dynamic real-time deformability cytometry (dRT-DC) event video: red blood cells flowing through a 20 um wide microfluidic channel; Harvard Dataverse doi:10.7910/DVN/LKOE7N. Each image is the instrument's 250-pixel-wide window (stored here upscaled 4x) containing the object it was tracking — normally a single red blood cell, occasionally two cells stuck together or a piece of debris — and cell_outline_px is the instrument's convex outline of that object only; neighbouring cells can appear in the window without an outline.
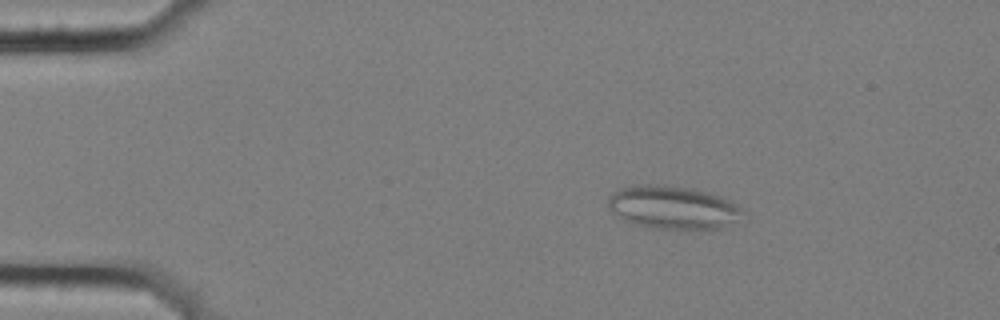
{"species": "common noctule bat (a hibernating species)", "species_latin": "Nyctalus noctula", "temperature_condition": "cold", "stored_images_in_passage": 4, "camera_frame_rate_fps": 3000, "um_per_image_px": 0.085, "animal": {"sex": "female", "body_mass_g": 25.1}, "frame": {"image": 1, "passage_image": 2, "time_ms": 0.333, "image_size_px": [1000, 320], "cell_outline_px": [[748, 216], [744, 224], [720, 228], [648, 228], [624, 220], [616, 216], [608, 208], [608, 196], [612, 192], [620, 188], [636, 184], [664, 184], [696, 188], [720, 196], [736, 204], [748, 212]], "centroid_in_image_um": [57.31, 17.63], "position_along_channel_um": 27.7, "area_um2": 35.08}}